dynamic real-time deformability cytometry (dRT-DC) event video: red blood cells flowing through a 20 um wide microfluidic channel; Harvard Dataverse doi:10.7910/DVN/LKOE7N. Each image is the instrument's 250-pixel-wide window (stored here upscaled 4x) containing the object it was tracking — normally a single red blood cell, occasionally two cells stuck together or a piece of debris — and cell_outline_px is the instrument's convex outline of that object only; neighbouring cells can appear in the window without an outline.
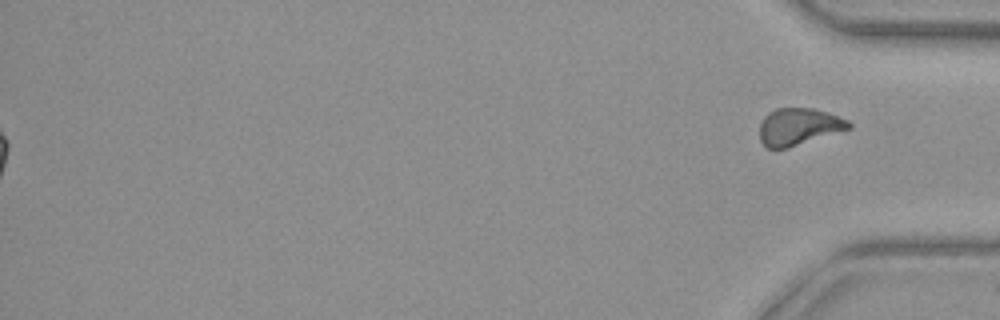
{"species": "common noctule bat (a hibernating species)", "species_latin": "Nyctalus noctula", "temperature_condition": "warm", "stored_images_in_passage": 38, "segment_of_instrument_passage": [2, 2], "camera_frame_rate_fps": 3000, "um_per_image_px": 0.085, "animal": {"sex": "female", "body_mass_g": 29.2, "forearm_length_mm": 56.3}, "frame": {"image": 1, "passage_image": 38, "time_ms": 12.333, "image_size_px": [1000, 320], "cell_outline_px": [[852, 128], [788, 148], [768, 148], [760, 140], [760, 124], [764, 116], [768, 112], [776, 108], [812, 108], [828, 112], [848, 120], [852, 124]], "centroid_in_image_um": [67.9, 10.76], "position_along_channel_um": 367.3, "area_um2": 19.31}}